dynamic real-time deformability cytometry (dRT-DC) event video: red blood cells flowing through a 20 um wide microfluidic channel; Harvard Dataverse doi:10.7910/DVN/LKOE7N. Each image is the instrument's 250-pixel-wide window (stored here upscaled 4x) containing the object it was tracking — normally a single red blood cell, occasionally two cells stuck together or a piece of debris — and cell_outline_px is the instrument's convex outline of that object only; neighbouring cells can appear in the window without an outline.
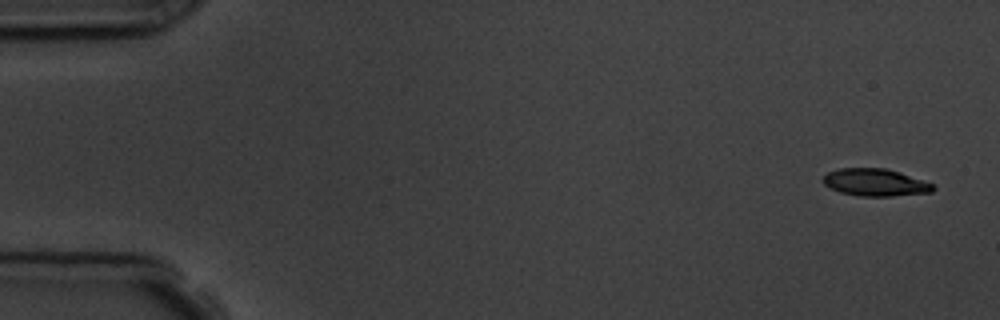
{"species": "common noctule bat (a hibernating species)", "species_latin": "Nyctalus noctula", "temperature_condition": "room temperature", "stored_images_in_passage": 5, "camera_frame_rate_fps": 3000, "um_per_image_px": 0.085, "animal": {"sex": "male", "body_mass_g": 19.5, "forearm_length_mm": 54.6}, "frame": {"image": 1, "passage_image": 1, "time_ms": 0.0, "image_size_px": [1000, 320], "cell_outline_px": [[936, 188], [932, 192], [892, 196], [856, 196], [840, 192], [828, 188], [820, 180], [828, 172], [840, 168], [884, 168], [900, 172], [932, 184]], "centroid_in_image_um": [74.34, 15.51], "position_along_channel_um": 10.7, "area_um2": 17.57}}